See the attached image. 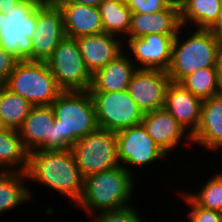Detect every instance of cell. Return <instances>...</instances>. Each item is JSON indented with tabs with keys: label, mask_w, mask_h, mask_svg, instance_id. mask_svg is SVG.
I'll return each instance as SVG.
<instances>
[{
	"label": "cell",
	"mask_w": 222,
	"mask_h": 222,
	"mask_svg": "<svg viewBox=\"0 0 222 222\" xmlns=\"http://www.w3.org/2000/svg\"><path fill=\"white\" fill-rule=\"evenodd\" d=\"M51 106L55 121L51 126L49 150L71 149L78 139L99 129L89 91H63Z\"/></svg>",
	"instance_id": "6da1fadb"
},
{
	"label": "cell",
	"mask_w": 222,
	"mask_h": 222,
	"mask_svg": "<svg viewBox=\"0 0 222 222\" xmlns=\"http://www.w3.org/2000/svg\"><path fill=\"white\" fill-rule=\"evenodd\" d=\"M28 182L43 184L77 204L83 192L84 178L71 149L35 150L28 153Z\"/></svg>",
	"instance_id": "7a4b0ae2"
},
{
	"label": "cell",
	"mask_w": 222,
	"mask_h": 222,
	"mask_svg": "<svg viewBox=\"0 0 222 222\" xmlns=\"http://www.w3.org/2000/svg\"><path fill=\"white\" fill-rule=\"evenodd\" d=\"M134 177L122 165L90 175L84 179L83 192L76 206L91 216L103 211L133 205ZM94 210V211H93Z\"/></svg>",
	"instance_id": "3957f363"
},
{
	"label": "cell",
	"mask_w": 222,
	"mask_h": 222,
	"mask_svg": "<svg viewBox=\"0 0 222 222\" xmlns=\"http://www.w3.org/2000/svg\"><path fill=\"white\" fill-rule=\"evenodd\" d=\"M184 28L180 27L173 40L171 62L167 70L170 81L175 83H180L199 69L217 67L218 61L219 44L208 29H188V35L184 34Z\"/></svg>",
	"instance_id": "277c9868"
},
{
	"label": "cell",
	"mask_w": 222,
	"mask_h": 222,
	"mask_svg": "<svg viewBox=\"0 0 222 222\" xmlns=\"http://www.w3.org/2000/svg\"><path fill=\"white\" fill-rule=\"evenodd\" d=\"M4 85L32 106L51 105L63 92L44 61L18 60Z\"/></svg>",
	"instance_id": "5b68a950"
},
{
	"label": "cell",
	"mask_w": 222,
	"mask_h": 222,
	"mask_svg": "<svg viewBox=\"0 0 222 222\" xmlns=\"http://www.w3.org/2000/svg\"><path fill=\"white\" fill-rule=\"evenodd\" d=\"M40 0H21L8 14L0 13V46L18 60L32 61V36Z\"/></svg>",
	"instance_id": "8992f818"
},
{
	"label": "cell",
	"mask_w": 222,
	"mask_h": 222,
	"mask_svg": "<svg viewBox=\"0 0 222 222\" xmlns=\"http://www.w3.org/2000/svg\"><path fill=\"white\" fill-rule=\"evenodd\" d=\"M71 151L84 179L120 165L115 132L98 129L78 139Z\"/></svg>",
	"instance_id": "52a82bcc"
},
{
	"label": "cell",
	"mask_w": 222,
	"mask_h": 222,
	"mask_svg": "<svg viewBox=\"0 0 222 222\" xmlns=\"http://www.w3.org/2000/svg\"><path fill=\"white\" fill-rule=\"evenodd\" d=\"M45 62L63 91H89L92 74L85 66L75 38L65 36Z\"/></svg>",
	"instance_id": "ba28073f"
},
{
	"label": "cell",
	"mask_w": 222,
	"mask_h": 222,
	"mask_svg": "<svg viewBox=\"0 0 222 222\" xmlns=\"http://www.w3.org/2000/svg\"><path fill=\"white\" fill-rule=\"evenodd\" d=\"M99 129L119 132L141 124L144 113L127 90L118 92H90Z\"/></svg>",
	"instance_id": "9c48e42d"
},
{
	"label": "cell",
	"mask_w": 222,
	"mask_h": 222,
	"mask_svg": "<svg viewBox=\"0 0 222 222\" xmlns=\"http://www.w3.org/2000/svg\"><path fill=\"white\" fill-rule=\"evenodd\" d=\"M119 164L132 175L130 167H143L163 161L167 154L154 142L141 124L116 132Z\"/></svg>",
	"instance_id": "30bf717a"
},
{
	"label": "cell",
	"mask_w": 222,
	"mask_h": 222,
	"mask_svg": "<svg viewBox=\"0 0 222 222\" xmlns=\"http://www.w3.org/2000/svg\"><path fill=\"white\" fill-rule=\"evenodd\" d=\"M65 37L63 15L51 0L36 7V29L32 40V61H47Z\"/></svg>",
	"instance_id": "8fae6325"
},
{
	"label": "cell",
	"mask_w": 222,
	"mask_h": 222,
	"mask_svg": "<svg viewBox=\"0 0 222 222\" xmlns=\"http://www.w3.org/2000/svg\"><path fill=\"white\" fill-rule=\"evenodd\" d=\"M176 35L147 34L142 38L126 39V52L137 69L167 71L171 62L172 44ZM128 47V49H127ZM133 56V57H132Z\"/></svg>",
	"instance_id": "7c38bea8"
},
{
	"label": "cell",
	"mask_w": 222,
	"mask_h": 222,
	"mask_svg": "<svg viewBox=\"0 0 222 222\" xmlns=\"http://www.w3.org/2000/svg\"><path fill=\"white\" fill-rule=\"evenodd\" d=\"M170 82L167 71L137 69L127 91L145 114L164 108L165 92Z\"/></svg>",
	"instance_id": "4fadbf2b"
},
{
	"label": "cell",
	"mask_w": 222,
	"mask_h": 222,
	"mask_svg": "<svg viewBox=\"0 0 222 222\" xmlns=\"http://www.w3.org/2000/svg\"><path fill=\"white\" fill-rule=\"evenodd\" d=\"M141 123L167 155L175 152L174 150H177L181 143L184 146L185 141L192 143L191 135L165 108L145 113Z\"/></svg>",
	"instance_id": "5bb4252c"
},
{
	"label": "cell",
	"mask_w": 222,
	"mask_h": 222,
	"mask_svg": "<svg viewBox=\"0 0 222 222\" xmlns=\"http://www.w3.org/2000/svg\"><path fill=\"white\" fill-rule=\"evenodd\" d=\"M203 100L181 83L170 82L165 92L164 108L192 135L200 122Z\"/></svg>",
	"instance_id": "9a60e30c"
},
{
	"label": "cell",
	"mask_w": 222,
	"mask_h": 222,
	"mask_svg": "<svg viewBox=\"0 0 222 222\" xmlns=\"http://www.w3.org/2000/svg\"><path fill=\"white\" fill-rule=\"evenodd\" d=\"M86 68L93 74L125 50L124 41L105 32L76 39Z\"/></svg>",
	"instance_id": "2e32d148"
},
{
	"label": "cell",
	"mask_w": 222,
	"mask_h": 222,
	"mask_svg": "<svg viewBox=\"0 0 222 222\" xmlns=\"http://www.w3.org/2000/svg\"><path fill=\"white\" fill-rule=\"evenodd\" d=\"M191 137L205 151L222 149V93L203 100L200 122Z\"/></svg>",
	"instance_id": "e0dca14e"
},
{
	"label": "cell",
	"mask_w": 222,
	"mask_h": 222,
	"mask_svg": "<svg viewBox=\"0 0 222 222\" xmlns=\"http://www.w3.org/2000/svg\"><path fill=\"white\" fill-rule=\"evenodd\" d=\"M181 26L180 7L173 4L153 14L131 13L130 28L125 39L142 38L152 33L177 35Z\"/></svg>",
	"instance_id": "ac0fdd59"
},
{
	"label": "cell",
	"mask_w": 222,
	"mask_h": 222,
	"mask_svg": "<svg viewBox=\"0 0 222 222\" xmlns=\"http://www.w3.org/2000/svg\"><path fill=\"white\" fill-rule=\"evenodd\" d=\"M63 15L65 36L78 39L104 32L98 7L55 2Z\"/></svg>",
	"instance_id": "d6986e66"
},
{
	"label": "cell",
	"mask_w": 222,
	"mask_h": 222,
	"mask_svg": "<svg viewBox=\"0 0 222 222\" xmlns=\"http://www.w3.org/2000/svg\"><path fill=\"white\" fill-rule=\"evenodd\" d=\"M55 121V114L51 105L32 106L29 114L18 130L25 149L49 150L51 126Z\"/></svg>",
	"instance_id": "ffe728a7"
},
{
	"label": "cell",
	"mask_w": 222,
	"mask_h": 222,
	"mask_svg": "<svg viewBox=\"0 0 222 222\" xmlns=\"http://www.w3.org/2000/svg\"><path fill=\"white\" fill-rule=\"evenodd\" d=\"M125 51L92 74L89 92H118L127 90L129 82L137 70L136 65Z\"/></svg>",
	"instance_id": "44dd1931"
},
{
	"label": "cell",
	"mask_w": 222,
	"mask_h": 222,
	"mask_svg": "<svg viewBox=\"0 0 222 222\" xmlns=\"http://www.w3.org/2000/svg\"><path fill=\"white\" fill-rule=\"evenodd\" d=\"M27 182L26 173L0 171V214L11 212L34 198Z\"/></svg>",
	"instance_id": "7402d4cb"
},
{
	"label": "cell",
	"mask_w": 222,
	"mask_h": 222,
	"mask_svg": "<svg viewBox=\"0 0 222 222\" xmlns=\"http://www.w3.org/2000/svg\"><path fill=\"white\" fill-rule=\"evenodd\" d=\"M28 153L17 130L6 128L0 132V171L25 173Z\"/></svg>",
	"instance_id": "603a6c76"
},
{
	"label": "cell",
	"mask_w": 222,
	"mask_h": 222,
	"mask_svg": "<svg viewBox=\"0 0 222 222\" xmlns=\"http://www.w3.org/2000/svg\"><path fill=\"white\" fill-rule=\"evenodd\" d=\"M221 12L222 0H187L180 6L181 25L185 29L188 25L195 29H209Z\"/></svg>",
	"instance_id": "cb8c5ba5"
},
{
	"label": "cell",
	"mask_w": 222,
	"mask_h": 222,
	"mask_svg": "<svg viewBox=\"0 0 222 222\" xmlns=\"http://www.w3.org/2000/svg\"><path fill=\"white\" fill-rule=\"evenodd\" d=\"M103 31L121 38L124 41L127 37L130 21L131 10L125 4L124 0H104L98 6ZM125 34V35H124Z\"/></svg>",
	"instance_id": "d4e9b609"
},
{
	"label": "cell",
	"mask_w": 222,
	"mask_h": 222,
	"mask_svg": "<svg viewBox=\"0 0 222 222\" xmlns=\"http://www.w3.org/2000/svg\"><path fill=\"white\" fill-rule=\"evenodd\" d=\"M31 108L26 99L0 84V117L6 128L18 131Z\"/></svg>",
	"instance_id": "484cf974"
},
{
	"label": "cell",
	"mask_w": 222,
	"mask_h": 222,
	"mask_svg": "<svg viewBox=\"0 0 222 222\" xmlns=\"http://www.w3.org/2000/svg\"><path fill=\"white\" fill-rule=\"evenodd\" d=\"M180 83L202 100L222 93L217 67L199 69L186 76Z\"/></svg>",
	"instance_id": "4316f807"
},
{
	"label": "cell",
	"mask_w": 222,
	"mask_h": 222,
	"mask_svg": "<svg viewBox=\"0 0 222 222\" xmlns=\"http://www.w3.org/2000/svg\"><path fill=\"white\" fill-rule=\"evenodd\" d=\"M207 179L196 193L185 194L198 206L222 213V171H218Z\"/></svg>",
	"instance_id": "83f0119b"
},
{
	"label": "cell",
	"mask_w": 222,
	"mask_h": 222,
	"mask_svg": "<svg viewBox=\"0 0 222 222\" xmlns=\"http://www.w3.org/2000/svg\"><path fill=\"white\" fill-rule=\"evenodd\" d=\"M139 213L138 209L131 205L118 210L96 213L93 222H146Z\"/></svg>",
	"instance_id": "f1b7e54d"
},
{
	"label": "cell",
	"mask_w": 222,
	"mask_h": 222,
	"mask_svg": "<svg viewBox=\"0 0 222 222\" xmlns=\"http://www.w3.org/2000/svg\"><path fill=\"white\" fill-rule=\"evenodd\" d=\"M178 192L179 197H181L186 205L189 207L190 210L187 211V222H222V213L204 209L198 205H196L186 194L185 192L182 193Z\"/></svg>",
	"instance_id": "f546056e"
},
{
	"label": "cell",
	"mask_w": 222,
	"mask_h": 222,
	"mask_svg": "<svg viewBox=\"0 0 222 222\" xmlns=\"http://www.w3.org/2000/svg\"><path fill=\"white\" fill-rule=\"evenodd\" d=\"M131 13L153 14L167 9L172 3L170 0H124Z\"/></svg>",
	"instance_id": "4dcf8cb0"
},
{
	"label": "cell",
	"mask_w": 222,
	"mask_h": 222,
	"mask_svg": "<svg viewBox=\"0 0 222 222\" xmlns=\"http://www.w3.org/2000/svg\"><path fill=\"white\" fill-rule=\"evenodd\" d=\"M18 59L0 46V84H4L13 72Z\"/></svg>",
	"instance_id": "1f68e13d"
},
{
	"label": "cell",
	"mask_w": 222,
	"mask_h": 222,
	"mask_svg": "<svg viewBox=\"0 0 222 222\" xmlns=\"http://www.w3.org/2000/svg\"><path fill=\"white\" fill-rule=\"evenodd\" d=\"M208 30L213 35L219 46H222V12Z\"/></svg>",
	"instance_id": "d6a6232c"
},
{
	"label": "cell",
	"mask_w": 222,
	"mask_h": 222,
	"mask_svg": "<svg viewBox=\"0 0 222 222\" xmlns=\"http://www.w3.org/2000/svg\"><path fill=\"white\" fill-rule=\"evenodd\" d=\"M21 0H0V13L8 14Z\"/></svg>",
	"instance_id": "836d02e7"
},
{
	"label": "cell",
	"mask_w": 222,
	"mask_h": 222,
	"mask_svg": "<svg viewBox=\"0 0 222 222\" xmlns=\"http://www.w3.org/2000/svg\"><path fill=\"white\" fill-rule=\"evenodd\" d=\"M54 2H70V3H78L92 7H98L100 3L104 0H53Z\"/></svg>",
	"instance_id": "e575fe53"
},
{
	"label": "cell",
	"mask_w": 222,
	"mask_h": 222,
	"mask_svg": "<svg viewBox=\"0 0 222 222\" xmlns=\"http://www.w3.org/2000/svg\"><path fill=\"white\" fill-rule=\"evenodd\" d=\"M217 69H218V75L220 79V85L222 88V46H219V49H218Z\"/></svg>",
	"instance_id": "d590c367"
},
{
	"label": "cell",
	"mask_w": 222,
	"mask_h": 222,
	"mask_svg": "<svg viewBox=\"0 0 222 222\" xmlns=\"http://www.w3.org/2000/svg\"><path fill=\"white\" fill-rule=\"evenodd\" d=\"M187 0H170L173 5L180 7Z\"/></svg>",
	"instance_id": "8d00e7d4"
},
{
	"label": "cell",
	"mask_w": 222,
	"mask_h": 222,
	"mask_svg": "<svg viewBox=\"0 0 222 222\" xmlns=\"http://www.w3.org/2000/svg\"><path fill=\"white\" fill-rule=\"evenodd\" d=\"M5 129H6V127H5L3 121H2V119H1V117H0V132L3 131V130H5Z\"/></svg>",
	"instance_id": "74e56055"
},
{
	"label": "cell",
	"mask_w": 222,
	"mask_h": 222,
	"mask_svg": "<svg viewBox=\"0 0 222 222\" xmlns=\"http://www.w3.org/2000/svg\"><path fill=\"white\" fill-rule=\"evenodd\" d=\"M41 2H47V1H51V0H40Z\"/></svg>",
	"instance_id": "f35d334b"
}]
</instances>
